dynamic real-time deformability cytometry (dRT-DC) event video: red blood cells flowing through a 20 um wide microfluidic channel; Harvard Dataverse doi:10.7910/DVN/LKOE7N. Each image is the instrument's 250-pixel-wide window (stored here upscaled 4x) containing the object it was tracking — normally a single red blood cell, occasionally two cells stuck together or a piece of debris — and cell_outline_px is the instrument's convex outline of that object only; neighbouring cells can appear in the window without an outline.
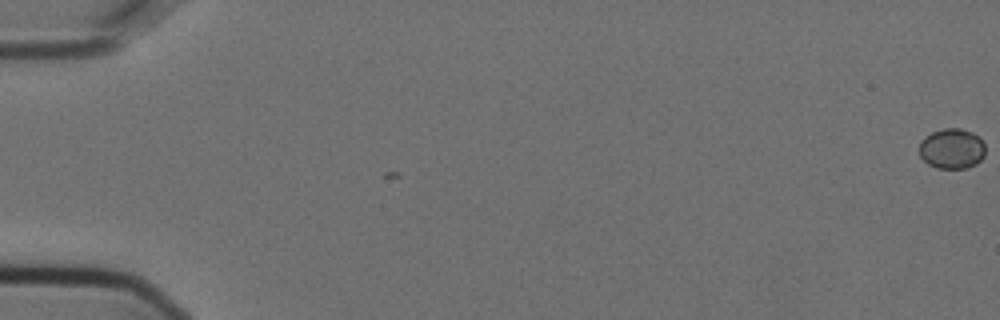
{"species": "Egyptian fruit bat (a non-hibernating species)", "species_latin": "Rousettus aegyptiacus", "temperature_condition": "cold", "stored_images_in_passage": 2, "camera_frame_rate_fps": 3000, "um_per_image_px": 0.085, "animal": {"sex": "female"}, "frame": {"image": 1, "passage_image": 1, "time_ms": 0.0, "image_size_px": [1000, 320], "cell_outline_px": [[984, 156], [976, 164], [968, 168], [936, 168], [928, 164], [920, 156], [920, 140], [924, 136], [932, 132], [944, 128], [960, 128], [972, 132], [984, 144]], "centroid_in_image_um": [80.88, 12.64], "position_along_channel_um": 4.1, "area_um2": 15.49}}